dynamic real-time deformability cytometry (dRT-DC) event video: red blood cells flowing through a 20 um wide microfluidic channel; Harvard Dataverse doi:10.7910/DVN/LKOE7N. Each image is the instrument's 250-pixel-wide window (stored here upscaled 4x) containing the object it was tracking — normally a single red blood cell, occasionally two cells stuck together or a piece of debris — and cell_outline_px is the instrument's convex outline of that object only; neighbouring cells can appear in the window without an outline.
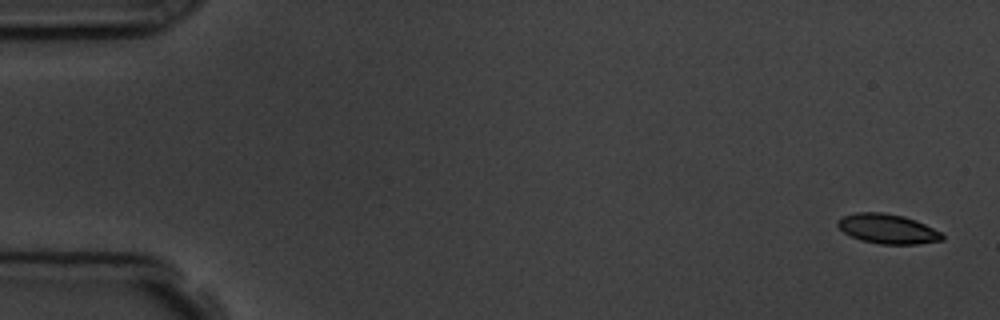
{"species": "common noctule bat (a hibernating species)", "species_latin": "Nyctalus noctula", "temperature_condition": "room temperature", "stored_images_in_passage": 7, "camera_frame_rate_fps": 3000, "um_per_image_px": 0.085, "animal": {"sex": "male", "body_mass_g": 19.5, "forearm_length_mm": 54.6}, "frame": {"image": 1, "passage_image": 1, "time_ms": 0.0, "image_size_px": [1000, 320], "cell_outline_px": [[944, 240], [916, 244], [880, 244], [860, 240], [844, 232], [836, 224], [836, 220], [844, 216], [856, 212], [884, 212], [904, 216], [916, 220], [940, 232], [944, 236]], "centroid_in_image_um": [75.43, 19.44], "position_along_channel_um": 9.6, "area_um2": 18.03}}
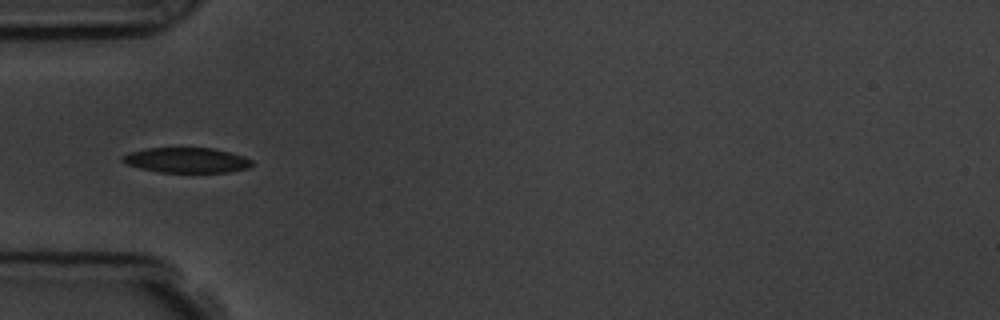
{"frame": {"image": 2, "passage_image": 5, "time_ms": 5.333, "image_size_px": [1000, 320], "cell_outline_px": [[252, 164], [248, 168], [228, 172], [160, 172], [140, 168], [124, 164], [120, 160], [124, 156], [132, 152], [148, 148], [212, 148], [244, 156], [252, 160]], "centroid_in_image_um": [15.86, 13.62], "position_along_channel_um": 69.1, "area_um2": 18.79}}